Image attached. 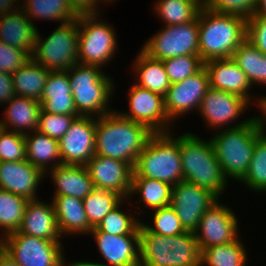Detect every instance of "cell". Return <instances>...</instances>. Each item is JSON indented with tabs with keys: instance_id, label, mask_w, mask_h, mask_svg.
I'll return each instance as SVG.
<instances>
[{
	"instance_id": "816d5d0a",
	"label": "cell",
	"mask_w": 266,
	"mask_h": 266,
	"mask_svg": "<svg viewBox=\"0 0 266 266\" xmlns=\"http://www.w3.org/2000/svg\"><path fill=\"white\" fill-rule=\"evenodd\" d=\"M16 1L18 0H0V15L16 10L12 9Z\"/></svg>"
},
{
	"instance_id": "f546056e",
	"label": "cell",
	"mask_w": 266,
	"mask_h": 266,
	"mask_svg": "<svg viewBox=\"0 0 266 266\" xmlns=\"http://www.w3.org/2000/svg\"><path fill=\"white\" fill-rule=\"evenodd\" d=\"M49 72L48 69L36 63L32 58L28 60L11 74L15 95L40 101Z\"/></svg>"
},
{
	"instance_id": "8fae6325",
	"label": "cell",
	"mask_w": 266,
	"mask_h": 266,
	"mask_svg": "<svg viewBox=\"0 0 266 266\" xmlns=\"http://www.w3.org/2000/svg\"><path fill=\"white\" fill-rule=\"evenodd\" d=\"M142 50L151 58L162 61L177 56L199 55L198 18L185 24L165 26L144 44Z\"/></svg>"
},
{
	"instance_id": "4fadbf2b",
	"label": "cell",
	"mask_w": 266,
	"mask_h": 266,
	"mask_svg": "<svg viewBox=\"0 0 266 266\" xmlns=\"http://www.w3.org/2000/svg\"><path fill=\"white\" fill-rule=\"evenodd\" d=\"M237 225L235 213L217 201L205 211L194 231L200 251L236 241L239 237Z\"/></svg>"
},
{
	"instance_id": "4dcf8cb0",
	"label": "cell",
	"mask_w": 266,
	"mask_h": 266,
	"mask_svg": "<svg viewBox=\"0 0 266 266\" xmlns=\"http://www.w3.org/2000/svg\"><path fill=\"white\" fill-rule=\"evenodd\" d=\"M231 58L245 73L252 86L254 83L266 84V55L248 38L239 45Z\"/></svg>"
},
{
	"instance_id": "b9f144b4",
	"label": "cell",
	"mask_w": 266,
	"mask_h": 266,
	"mask_svg": "<svg viewBox=\"0 0 266 266\" xmlns=\"http://www.w3.org/2000/svg\"><path fill=\"white\" fill-rule=\"evenodd\" d=\"M22 160H26L24 135L2 128L0 130V161Z\"/></svg>"
},
{
	"instance_id": "484cf974",
	"label": "cell",
	"mask_w": 266,
	"mask_h": 266,
	"mask_svg": "<svg viewBox=\"0 0 266 266\" xmlns=\"http://www.w3.org/2000/svg\"><path fill=\"white\" fill-rule=\"evenodd\" d=\"M7 104L4 122L0 120L1 128L8 130L12 127V132L22 135L27 134L25 130L38 129L41 112V103L38 100L15 95Z\"/></svg>"
},
{
	"instance_id": "8992f818",
	"label": "cell",
	"mask_w": 266,
	"mask_h": 266,
	"mask_svg": "<svg viewBox=\"0 0 266 266\" xmlns=\"http://www.w3.org/2000/svg\"><path fill=\"white\" fill-rule=\"evenodd\" d=\"M132 177H147L176 185L184 180L180 156V136L154 133L137 157Z\"/></svg>"
},
{
	"instance_id": "ffe728a7",
	"label": "cell",
	"mask_w": 266,
	"mask_h": 266,
	"mask_svg": "<svg viewBox=\"0 0 266 266\" xmlns=\"http://www.w3.org/2000/svg\"><path fill=\"white\" fill-rule=\"evenodd\" d=\"M90 234L94 235L100 254L107 261L96 263L100 266H140L139 262V235H111L93 228Z\"/></svg>"
},
{
	"instance_id": "7402d4cb",
	"label": "cell",
	"mask_w": 266,
	"mask_h": 266,
	"mask_svg": "<svg viewBox=\"0 0 266 266\" xmlns=\"http://www.w3.org/2000/svg\"><path fill=\"white\" fill-rule=\"evenodd\" d=\"M18 231L28 236L60 241L61 233L53 204L38 199L28 201Z\"/></svg>"
},
{
	"instance_id": "f5cc1de1",
	"label": "cell",
	"mask_w": 266,
	"mask_h": 266,
	"mask_svg": "<svg viewBox=\"0 0 266 266\" xmlns=\"http://www.w3.org/2000/svg\"><path fill=\"white\" fill-rule=\"evenodd\" d=\"M254 16H266V0L257 1V9Z\"/></svg>"
},
{
	"instance_id": "f6af8a7d",
	"label": "cell",
	"mask_w": 266,
	"mask_h": 266,
	"mask_svg": "<svg viewBox=\"0 0 266 266\" xmlns=\"http://www.w3.org/2000/svg\"><path fill=\"white\" fill-rule=\"evenodd\" d=\"M31 56L22 49L9 46L0 40V71L12 74L22 67Z\"/></svg>"
},
{
	"instance_id": "8d00e7d4",
	"label": "cell",
	"mask_w": 266,
	"mask_h": 266,
	"mask_svg": "<svg viewBox=\"0 0 266 266\" xmlns=\"http://www.w3.org/2000/svg\"><path fill=\"white\" fill-rule=\"evenodd\" d=\"M28 200L7 190L0 189V228L4 236L18 231Z\"/></svg>"
},
{
	"instance_id": "7c38bea8",
	"label": "cell",
	"mask_w": 266,
	"mask_h": 266,
	"mask_svg": "<svg viewBox=\"0 0 266 266\" xmlns=\"http://www.w3.org/2000/svg\"><path fill=\"white\" fill-rule=\"evenodd\" d=\"M211 191L188 181H180L172 186L170 206L186 231L193 232L206 210L218 201Z\"/></svg>"
},
{
	"instance_id": "7dc6e473",
	"label": "cell",
	"mask_w": 266,
	"mask_h": 266,
	"mask_svg": "<svg viewBox=\"0 0 266 266\" xmlns=\"http://www.w3.org/2000/svg\"><path fill=\"white\" fill-rule=\"evenodd\" d=\"M14 96L12 75L0 71V103H8Z\"/></svg>"
},
{
	"instance_id": "277c9868",
	"label": "cell",
	"mask_w": 266,
	"mask_h": 266,
	"mask_svg": "<svg viewBox=\"0 0 266 266\" xmlns=\"http://www.w3.org/2000/svg\"><path fill=\"white\" fill-rule=\"evenodd\" d=\"M263 132L257 117L249 118L235 126L222 128L211 138L216 157L227 179L241 180L252 159L255 141Z\"/></svg>"
},
{
	"instance_id": "d6986e66",
	"label": "cell",
	"mask_w": 266,
	"mask_h": 266,
	"mask_svg": "<svg viewBox=\"0 0 266 266\" xmlns=\"http://www.w3.org/2000/svg\"><path fill=\"white\" fill-rule=\"evenodd\" d=\"M45 173L27 160L0 161V189L30 200L38 199L37 186Z\"/></svg>"
},
{
	"instance_id": "d6a6232c",
	"label": "cell",
	"mask_w": 266,
	"mask_h": 266,
	"mask_svg": "<svg viewBox=\"0 0 266 266\" xmlns=\"http://www.w3.org/2000/svg\"><path fill=\"white\" fill-rule=\"evenodd\" d=\"M138 192L143 203L150 209L163 208L171 204V184L147 177H132L130 196Z\"/></svg>"
},
{
	"instance_id": "1f68e13d",
	"label": "cell",
	"mask_w": 266,
	"mask_h": 266,
	"mask_svg": "<svg viewBox=\"0 0 266 266\" xmlns=\"http://www.w3.org/2000/svg\"><path fill=\"white\" fill-rule=\"evenodd\" d=\"M20 7L30 18L60 20L61 24L78 19L79 14L74 10L69 0H25Z\"/></svg>"
},
{
	"instance_id": "9a60e30c",
	"label": "cell",
	"mask_w": 266,
	"mask_h": 266,
	"mask_svg": "<svg viewBox=\"0 0 266 266\" xmlns=\"http://www.w3.org/2000/svg\"><path fill=\"white\" fill-rule=\"evenodd\" d=\"M129 113H120L135 122L147 126L154 133H167L171 122L166 109L164 96L133 84L129 90ZM168 124V125H167Z\"/></svg>"
},
{
	"instance_id": "4316f807",
	"label": "cell",
	"mask_w": 266,
	"mask_h": 266,
	"mask_svg": "<svg viewBox=\"0 0 266 266\" xmlns=\"http://www.w3.org/2000/svg\"><path fill=\"white\" fill-rule=\"evenodd\" d=\"M58 228L63 234L90 233L93 229L83 207V200L72 196H54L52 201Z\"/></svg>"
},
{
	"instance_id": "44dd1931",
	"label": "cell",
	"mask_w": 266,
	"mask_h": 266,
	"mask_svg": "<svg viewBox=\"0 0 266 266\" xmlns=\"http://www.w3.org/2000/svg\"><path fill=\"white\" fill-rule=\"evenodd\" d=\"M204 67L211 88L239 95L250 102L248 92L252 85L232 58L211 59L204 62Z\"/></svg>"
},
{
	"instance_id": "681fc988",
	"label": "cell",
	"mask_w": 266,
	"mask_h": 266,
	"mask_svg": "<svg viewBox=\"0 0 266 266\" xmlns=\"http://www.w3.org/2000/svg\"><path fill=\"white\" fill-rule=\"evenodd\" d=\"M0 266H20L9 254L2 248L0 250Z\"/></svg>"
},
{
	"instance_id": "7a4b0ae2",
	"label": "cell",
	"mask_w": 266,
	"mask_h": 266,
	"mask_svg": "<svg viewBox=\"0 0 266 266\" xmlns=\"http://www.w3.org/2000/svg\"><path fill=\"white\" fill-rule=\"evenodd\" d=\"M199 56L204 62L211 59L231 58L247 38V19L207 8L200 10Z\"/></svg>"
},
{
	"instance_id": "3957f363",
	"label": "cell",
	"mask_w": 266,
	"mask_h": 266,
	"mask_svg": "<svg viewBox=\"0 0 266 266\" xmlns=\"http://www.w3.org/2000/svg\"><path fill=\"white\" fill-rule=\"evenodd\" d=\"M140 266H201V251L193 232L161 236L139 226Z\"/></svg>"
},
{
	"instance_id": "d4e9b609",
	"label": "cell",
	"mask_w": 266,
	"mask_h": 266,
	"mask_svg": "<svg viewBox=\"0 0 266 266\" xmlns=\"http://www.w3.org/2000/svg\"><path fill=\"white\" fill-rule=\"evenodd\" d=\"M50 169L51 180L56 185L54 196H72L83 200L95 189L84 165L60 164Z\"/></svg>"
},
{
	"instance_id": "e0dca14e",
	"label": "cell",
	"mask_w": 266,
	"mask_h": 266,
	"mask_svg": "<svg viewBox=\"0 0 266 266\" xmlns=\"http://www.w3.org/2000/svg\"><path fill=\"white\" fill-rule=\"evenodd\" d=\"M85 166L94 188L130 197L133 168L128 163L95 154Z\"/></svg>"
},
{
	"instance_id": "52a82bcc",
	"label": "cell",
	"mask_w": 266,
	"mask_h": 266,
	"mask_svg": "<svg viewBox=\"0 0 266 266\" xmlns=\"http://www.w3.org/2000/svg\"><path fill=\"white\" fill-rule=\"evenodd\" d=\"M101 69L77 63L67 70L75 109L81 116L100 117L112 112L107 103L114 93V84Z\"/></svg>"
},
{
	"instance_id": "11a10c76",
	"label": "cell",
	"mask_w": 266,
	"mask_h": 266,
	"mask_svg": "<svg viewBox=\"0 0 266 266\" xmlns=\"http://www.w3.org/2000/svg\"><path fill=\"white\" fill-rule=\"evenodd\" d=\"M197 4L201 9L206 8L207 0H189Z\"/></svg>"
},
{
	"instance_id": "7bdbcfd3",
	"label": "cell",
	"mask_w": 266,
	"mask_h": 266,
	"mask_svg": "<svg viewBox=\"0 0 266 266\" xmlns=\"http://www.w3.org/2000/svg\"><path fill=\"white\" fill-rule=\"evenodd\" d=\"M76 117L78 116L41 111L37 130L51 138L60 140Z\"/></svg>"
},
{
	"instance_id": "603a6c76",
	"label": "cell",
	"mask_w": 266,
	"mask_h": 266,
	"mask_svg": "<svg viewBox=\"0 0 266 266\" xmlns=\"http://www.w3.org/2000/svg\"><path fill=\"white\" fill-rule=\"evenodd\" d=\"M37 34L36 26L20 7L0 15V40L3 43L25 50L32 56Z\"/></svg>"
},
{
	"instance_id": "9c48e42d",
	"label": "cell",
	"mask_w": 266,
	"mask_h": 266,
	"mask_svg": "<svg viewBox=\"0 0 266 266\" xmlns=\"http://www.w3.org/2000/svg\"><path fill=\"white\" fill-rule=\"evenodd\" d=\"M98 14H79L78 59L81 64L101 67L114 56L117 41L114 28L97 21Z\"/></svg>"
},
{
	"instance_id": "2e32d148",
	"label": "cell",
	"mask_w": 266,
	"mask_h": 266,
	"mask_svg": "<svg viewBox=\"0 0 266 266\" xmlns=\"http://www.w3.org/2000/svg\"><path fill=\"white\" fill-rule=\"evenodd\" d=\"M210 88L209 75L205 67L181 82L171 84L164 96L165 109L170 120L190 112L199 110L202 98Z\"/></svg>"
},
{
	"instance_id": "c3c4849f",
	"label": "cell",
	"mask_w": 266,
	"mask_h": 266,
	"mask_svg": "<svg viewBox=\"0 0 266 266\" xmlns=\"http://www.w3.org/2000/svg\"><path fill=\"white\" fill-rule=\"evenodd\" d=\"M100 0H69L74 10L78 14H97L96 6Z\"/></svg>"
},
{
	"instance_id": "5bb4252c",
	"label": "cell",
	"mask_w": 266,
	"mask_h": 266,
	"mask_svg": "<svg viewBox=\"0 0 266 266\" xmlns=\"http://www.w3.org/2000/svg\"><path fill=\"white\" fill-rule=\"evenodd\" d=\"M96 119L78 116L59 140L62 164L86 165L95 155Z\"/></svg>"
},
{
	"instance_id": "ba28073f",
	"label": "cell",
	"mask_w": 266,
	"mask_h": 266,
	"mask_svg": "<svg viewBox=\"0 0 266 266\" xmlns=\"http://www.w3.org/2000/svg\"><path fill=\"white\" fill-rule=\"evenodd\" d=\"M77 19L62 23L48 38L37 34L31 58L49 71H67L79 63Z\"/></svg>"
},
{
	"instance_id": "f35d334b",
	"label": "cell",
	"mask_w": 266,
	"mask_h": 266,
	"mask_svg": "<svg viewBox=\"0 0 266 266\" xmlns=\"http://www.w3.org/2000/svg\"><path fill=\"white\" fill-rule=\"evenodd\" d=\"M120 206L119 204L110 211L96 229L111 235H139L141 222L132 215L122 212Z\"/></svg>"
},
{
	"instance_id": "e575fe53",
	"label": "cell",
	"mask_w": 266,
	"mask_h": 266,
	"mask_svg": "<svg viewBox=\"0 0 266 266\" xmlns=\"http://www.w3.org/2000/svg\"><path fill=\"white\" fill-rule=\"evenodd\" d=\"M124 198L112 191L94 189L83 199V207L88 218V223L92 228H96L102 219L114 208H116Z\"/></svg>"
},
{
	"instance_id": "ac0fdd59",
	"label": "cell",
	"mask_w": 266,
	"mask_h": 266,
	"mask_svg": "<svg viewBox=\"0 0 266 266\" xmlns=\"http://www.w3.org/2000/svg\"><path fill=\"white\" fill-rule=\"evenodd\" d=\"M248 105L249 102L239 95L210 87L202 98L199 112L209 126L218 130L238 119Z\"/></svg>"
},
{
	"instance_id": "6da1fadb",
	"label": "cell",
	"mask_w": 266,
	"mask_h": 266,
	"mask_svg": "<svg viewBox=\"0 0 266 266\" xmlns=\"http://www.w3.org/2000/svg\"><path fill=\"white\" fill-rule=\"evenodd\" d=\"M154 134L147 126L109 112L96 118L95 154L128 163L132 168L149 138Z\"/></svg>"
},
{
	"instance_id": "836d02e7",
	"label": "cell",
	"mask_w": 266,
	"mask_h": 266,
	"mask_svg": "<svg viewBox=\"0 0 266 266\" xmlns=\"http://www.w3.org/2000/svg\"><path fill=\"white\" fill-rule=\"evenodd\" d=\"M245 248L238 238L233 243L211 246L201 251V266H245Z\"/></svg>"
},
{
	"instance_id": "ee69618b",
	"label": "cell",
	"mask_w": 266,
	"mask_h": 266,
	"mask_svg": "<svg viewBox=\"0 0 266 266\" xmlns=\"http://www.w3.org/2000/svg\"><path fill=\"white\" fill-rule=\"evenodd\" d=\"M258 0H207L206 8L217 12L238 15L245 19L254 16Z\"/></svg>"
},
{
	"instance_id": "f907efd6",
	"label": "cell",
	"mask_w": 266,
	"mask_h": 266,
	"mask_svg": "<svg viewBox=\"0 0 266 266\" xmlns=\"http://www.w3.org/2000/svg\"><path fill=\"white\" fill-rule=\"evenodd\" d=\"M258 106H260L259 108H261L262 110V112H263V115H264V117L266 118V97H262V98H260L259 100H258ZM257 120H258V123H259V126H260V129H261V131L263 132V134H266L265 133V121L264 120H266V119H264V118H259V116L257 117ZM265 122V123H264Z\"/></svg>"
},
{
	"instance_id": "83f0119b",
	"label": "cell",
	"mask_w": 266,
	"mask_h": 266,
	"mask_svg": "<svg viewBox=\"0 0 266 266\" xmlns=\"http://www.w3.org/2000/svg\"><path fill=\"white\" fill-rule=\"evenodd\" d=\"M32 132H35L32 136L29 135L28 132L24 135L26 142V160L44 173L48 172L47 164L49 162H56L51 165V168H55L62 164L59 140L51 138L38 130ZM55 159H57V161Z\"/></svg>"
},
{
	"instance_id": "f1b7e54d",
	"label": "cell",
	"mask_w": 266,
	"mask_h": 266,
	"mask_svg": "<svg viewBox=\"0 0 266 266\" xmlns=\"http://www.w3.org/2000/svg\"><path fill=\"white\" fill-rule=\"evenodd\" d=\"M134 62L139 87L165 96L171 83L165 72L162 60L151 58L142 49Z\"/></svg>"
},
{
	"instance_id": "ab89813d",
	"label": "cell",
	"mask_w": 266,
	"mask_h": 266,
	"mask_svg": "<svg viewBox=\"0 0 266 266\" xmlns=\"http://www.w3.org/2000/svg\"><path fill=\"white\" fill-rule=\"evenodd\" d=\"M165 72L171 84L181 82L204 67L199 55H184L163 60Z\"/></svg>"
},
{
	"instance_id": "cb8c5ba5",
	"label": "cell",
	"mask_w": 266,
	"mask_h": 266,
	"mask_svg": "<svg viewBox=\"0 0 266 266\" xmlns=\"http://www.w3.org/2000/svg\"><path fill=\"white\" fill-rule=\"evenodd\" d=\"M41 111L80 116L74 104L67 71H50L42 92Z\"/></svg>"
},
{
	"instance_id": "60d3db41",
	"label": "cell",
	"mask_w": 266,
	"mask_h": 266,
	"mask_svg": "<svg viewBox=\"0 0 266 266\" xmlns=\"http://www.w3.org/2000/svg\"><path fill=\"white\" fill-rule=\"evenodd\" d=\"M153 226L143 224L150 232L161 236H175L187 232L171 206L154 209ZM151 226V227H150Z\"/></svg>"
},
{
	"instance_id": "30bf717a",
	"label": "cell",
	"mask_w": 266,
	"mask_h": 266,
	"mask_svg": "<svg viewBox=\"0 0 266 266\" xmlns=\"http://www.w3.org/2000/svg\"><path fill=\"white\" fill-rule=\"evenodd\" d=\"M1 240L2 249L20 266H64L60 241L28 236L19 231Z\"/></svg>"
},
{
	"instance_id": "9f6ffc18",
	"label": "cell",
	"mask_w": 266,
	"mask_h": 266,
	"mask_svg": "<svg viewBox=\"0 0 266 266\" xmlns=\"http://www.w3.org/2000/svg\"><path fill=\"white\" fill-rule=\"evenodd\" d=\"M1 248H2V240H0V250H1Z\"/></svg>"
},
{
	"instance_id": "6f0895ef",
	"label": "cell",
	"mask_w": 266,
	"mask_h": 266,
	"mask_svg": "<svg viewBox=\"0 0 266 266\" xmlns=\"http://www.w3.org/2000/svg\"><path fill=\"white\" fill-rule=\"evenodd\" d=\"M103 1H104V2H111L112 0H107V1H106V0H103ZM113 1H114V0H113Z\"/></svg>"
},
{
	"instance_id": "74e56055",
	"label": "cell",
	"mask_w": 266,
	"mask_h": 266,
	"mask_svg": "<svg viewBox=\"0 0 266 266\" xmlns=\"http://www.w3.org/2000/svg\"><path fill=\"white\" fill-rule=\"evenodd\" d=\"M240 182L255 191H266V135L261 134L255 141L251 162Z\"/></svg>"
},
{
	"instance_id": "bcb514c9",
	"label": "cell",
	"mask_w": 266,
	"mask_h": 266,
	"mask_svg": "<svg viewBox=\"0 0 266 266\" xmlns=\"http://www.w3.org/2000/svg\"><path fill=\"white\" fill-rule=\"evenodd\" d=\"M247 38L266 55V16H252L247 19Z\"/></svg>"
},
{
	"instance_id": "d590c367",
	"label": "cell",
	"mask_w": 266,
	"mask_h": 266,
	"mask_svg": "<svg viewBox=\"0 0 266 266\" xmlns=\"http://www.w3.org/2000/svg\"><path fill=\"white\" fill-rule=\"evenodd\" d=\"M154 9L166 26L191 22L197 19L201 10L189 0H158Z\"/></svg>"
},
{
	"instance_id": "db71d44e",
	"label": "cell",
	"mask_w": 266,
	"mask_h": 266,
	"mask_svg": "<svg viewBox=\"0 0 266 266\" xmlns=\"http://www.w3.org/2000/svg\"><path fill=\"white\" fill-rule=\"evenodd\" d=\"M64 266H100L99 264H96L95 262H74V263H71V264H66L64 263Z\"/></svg>"
},
{
	"instance_id": "5b68a950",
	"label": "cell",
	"mask_w": 266,
	"mask_h": 266,
	"mask_svg": "<svg viewBox=\"0 0 266 266\" xmlns=\"http://www.w3.org/2000/svg\"><path fill=\"white\" fill-rule=\"evenodd\" d=\"M180 156L185 181L207 189L218 198L225 190V178L211 139L204 141L191 133L180 136Z\"/></svg>"
}]
</instances>
